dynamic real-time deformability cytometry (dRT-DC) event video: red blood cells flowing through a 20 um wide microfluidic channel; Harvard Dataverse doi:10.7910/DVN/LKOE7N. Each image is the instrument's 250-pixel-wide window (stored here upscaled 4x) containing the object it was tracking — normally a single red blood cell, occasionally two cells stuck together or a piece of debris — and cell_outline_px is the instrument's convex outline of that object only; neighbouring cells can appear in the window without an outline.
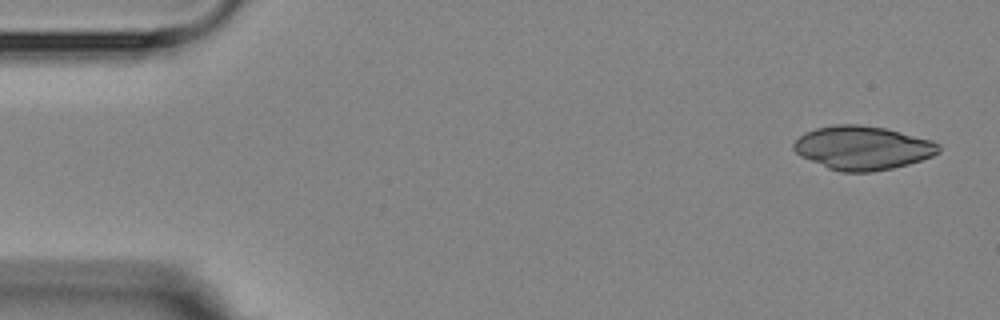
{"species": "Egyptian fruit bat (a non-hibernating species)", "species_latin": "Rousettus aegyptiacus", "temperature_condition": "room temperature", "stored_images_in_passage": 6, "segment_of_instrument_passage": [1, 2], "camera_frame_rate_fps": 3000, "um_per_image_px": 0.085, "animal": {"sex": "female"}, "frame": {"image": 1, "passage_image": 1, "time_ms": 0.0, "image_size_px": [1000, 320], "cell_outline_px": [[940, 152], [932, 156], [908, 164], [892, 168], [872, 172], [840, 172], [828, 168], [800, 156], [792, 148], [792, 144], [804, 132], [816, 128], [836, 124], [860, 124], [884, 128], [932, 140], [940, 144]], "centroid_in_image_um": [73.3, 12.57], "position_along_channel_um": 11.7, "area_um2": 36.99}}